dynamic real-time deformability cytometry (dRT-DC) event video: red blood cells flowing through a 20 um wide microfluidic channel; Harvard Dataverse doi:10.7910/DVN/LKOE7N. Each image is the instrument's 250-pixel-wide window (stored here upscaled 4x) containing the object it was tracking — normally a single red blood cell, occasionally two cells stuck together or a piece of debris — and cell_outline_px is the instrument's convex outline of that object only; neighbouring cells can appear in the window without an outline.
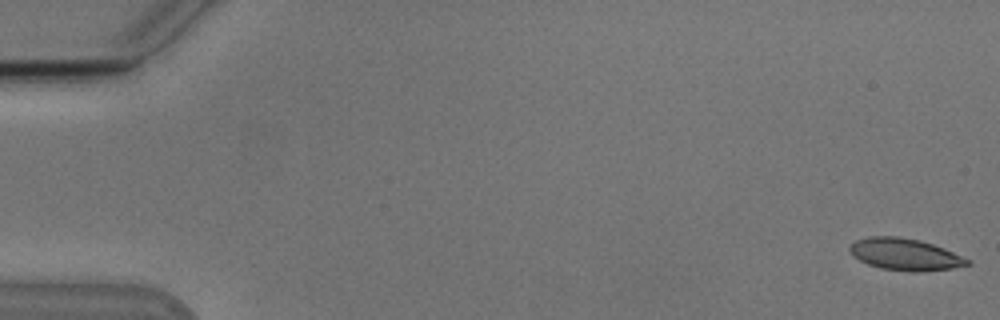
{"species": "Egyptian fruit bat (a non-hibernating species)", "species_latin": "Rousettus aegyptiacus", "temperature_condition": "cold", "stored_images_in_passage": 55, "camera_frame_rate_fps": 3000, "um_per_image_px": 0.085, "animal": {"sex": "male"}, "frame": {"image": 1, "passage_image": 1, "time_ms": 0.0, "image_size_px": [1000, 320], "cell_outline_px": [[972, 264], [952, 268], [920, 272], [912, 272], [880, 268], [868, 264], [852, 256], [848, 252], [848, 248], [856, 240], [868, 236], [896, 236], [916, 240], [932, 244], [944, 248], [972, 260]], "centroid_in_image_um": [76.92, 21.63], "position_along_channel_um": 8.1, "area_um2": 21.91}}
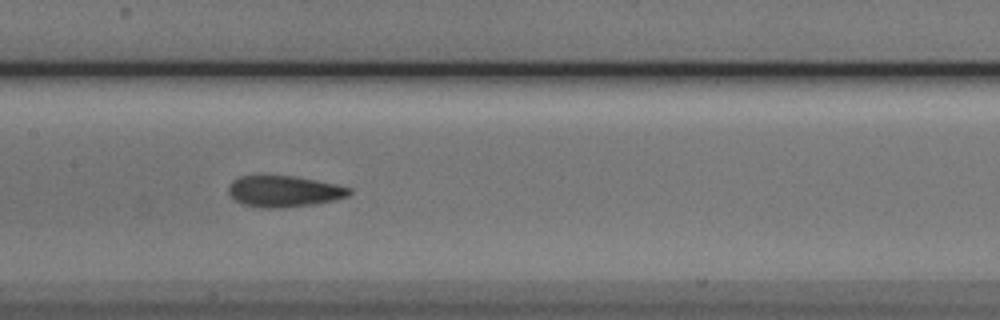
{"frame": {"image": 2, "passage_image": 27, "time_ms": 8.667, "image_size_px": [1000, 320], "cell_outline_px": [[352, 192], [348, 196], [336, 200], [312, 204], [284, 208], [260, 208], [240, 204], [228, 192], [228, 184], [232, 180], [240, 176], [296, 176], [336, 184], [352, 188]], "centroid_in_image_um": [24.14, 16.27], "position_along_channel_um": 183.3, "area_um2": 22.2}}
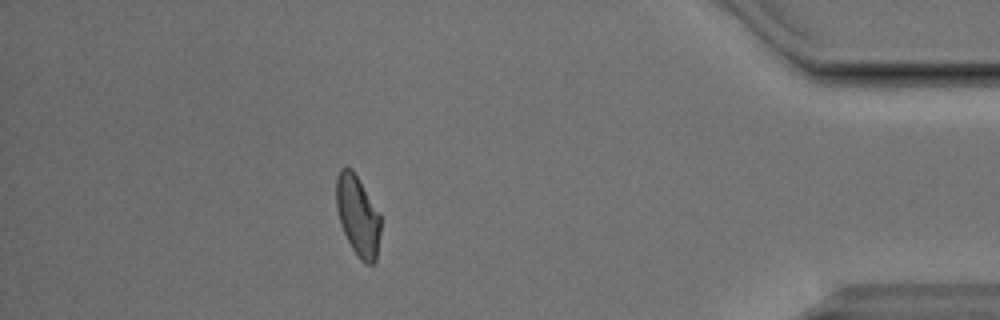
{"frame": {"image": 3, "passage_image": 48, "time_ms": 15.667, "image_size_px": [1000, 320], "cell_outline_px": [[380, 232], [376, 260], [372, 264], [364, 264], [360, 260], [352, 248], [340, 224], [336, 208], [336, 176], [340, 168], [352, 168], [380, 216]], "centroid_in_image_um": [30.39, 18.35], "position_along_channel_um": 404.8, "area_um2": 20.52}, "authors_computed_cell_mechanics": {"area_um2": 21.964, "velocity_mm_per_s": 3.8087, "shape_relaxation_time_tau1_ms": 4.9109, "shape_relaxation_time_tau2_ms": 3.0369, "deformation_change_tau1": 0.1469, "deformation_change_tau2": 0.0824}}